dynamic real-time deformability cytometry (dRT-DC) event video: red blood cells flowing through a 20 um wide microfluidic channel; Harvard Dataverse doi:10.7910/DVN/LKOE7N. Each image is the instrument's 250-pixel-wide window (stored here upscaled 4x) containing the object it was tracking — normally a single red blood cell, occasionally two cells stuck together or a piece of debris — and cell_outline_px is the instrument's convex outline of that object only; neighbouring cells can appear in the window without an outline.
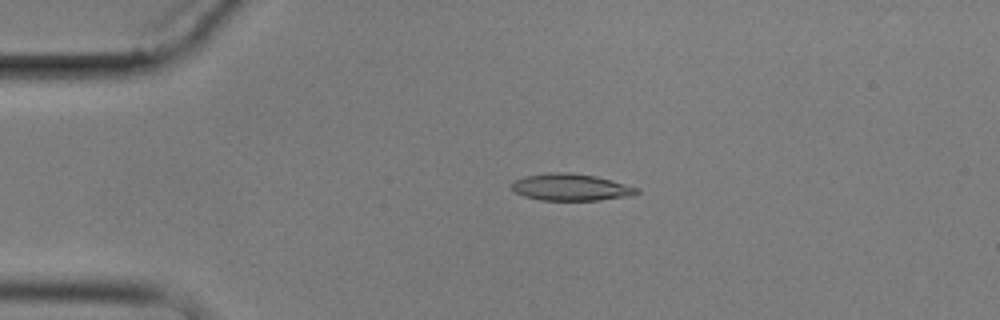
{"species": "common noctule bat (a hibernating species)", "species_latin": "Nyctalus noctula", "temperature_condition": "cold", "stored_images_in_passage": 4, "camera_frame_rate_fps": 3000, "um_per_image_px": 0.085, "animal": {"sex": "male", "body_mass_g": 17.9}, "frame": {"image": 1, "passage_image": 3, "time_ms": 2.333, "image_size_px": [1000, 320], "cell_outline_px": [[640, 192], [624, 196], [600, 200], [540, 200], [524, 196], [516, 192], [512, 188], [512, 184], [516, 180], [524, 176], [552, 172], [568, 172], [596, 176], [612, 180], [640, 188]], "centroid_in_image_um": [48.52, 15.91], "position_along_channel_um": 36.5, "area_um2": 19.42}}